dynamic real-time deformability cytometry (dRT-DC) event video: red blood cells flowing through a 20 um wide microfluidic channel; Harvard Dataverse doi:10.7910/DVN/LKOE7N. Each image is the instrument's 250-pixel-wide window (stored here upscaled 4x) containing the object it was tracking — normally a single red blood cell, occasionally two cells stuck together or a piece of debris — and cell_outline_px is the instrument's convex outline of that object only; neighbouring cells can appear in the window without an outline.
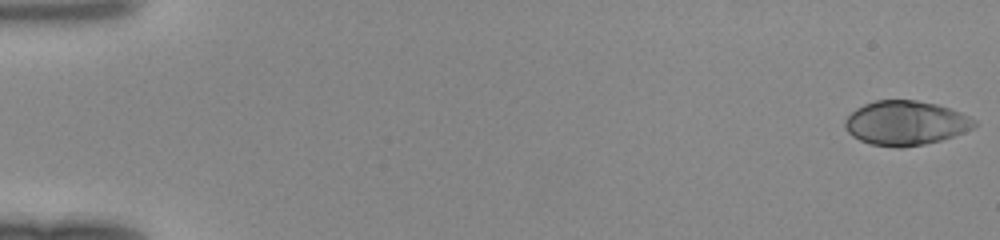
{"species": "human", "species_latin": "Homo sapiens", "temperature_condition": "room temperature", "stored_images_in_passage": 48, "camera_frame_rate_fps": 3000, "um_per_image_px": 0.085, "donor": {"sex": "female"}, "frame": {"image": 1, "passage_image": 1, "time_ms": 0.0, "image_size_px": [1000, 240], "cell_outline_px": [[976, 124], [972, 128], [964, 132], [940, 140], [924, 144], [904, 148], [896, 148], [872, 144], [860, 140], [852, 136], [844, 128], [844, 120], [856, 108], [864, 104], [876, 100], [916, 100], [936, 104], [960, 112], [976, 120]], "centroid_in_image_um": [76.95, 10.46], "position_along_channel_um": 8.1, "area_um2": 33.41}}
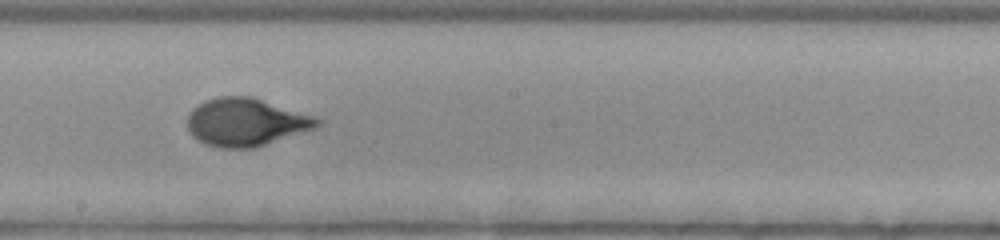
{"frame": {"image": 2, "passage_image": 28, "time_ms": 9.0, "image_size_px": [1000, 240], "cell_outline_px": [[324, 124], [316, 128], [256, 148], [220, 148], [204, 144], [192, 136], [188, 128], [188, 112], [192, 108], [204, 100], [220, 96], [252, 96], [316, 116], [324, 120]], "centroid_in_image_um": [20.94, 10.38], "position_along_channel_um": 227.3, "area_um2": 36.88}}
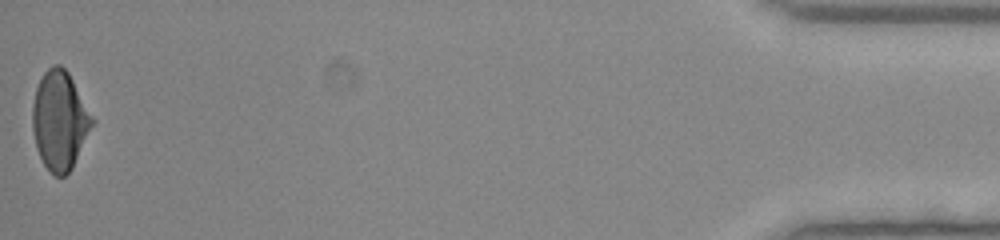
{"frame": {"image": 3, "passage_image": 48, "time_ms": 15.667, "image_size_px": [1000, 240], "cell_outline_px": [[96, 120], [72, 168], [64, 176], [56, 176], [44, 164], [36, 148], [32, 128], [32, 104], [36, 88], [44, 72], [52, 64], [60, 64], [68, 72]], "centroid_in_image_um": [5.09, 10.22], "position_along_channel_um": 430.1, "area_um2": 34.45}}